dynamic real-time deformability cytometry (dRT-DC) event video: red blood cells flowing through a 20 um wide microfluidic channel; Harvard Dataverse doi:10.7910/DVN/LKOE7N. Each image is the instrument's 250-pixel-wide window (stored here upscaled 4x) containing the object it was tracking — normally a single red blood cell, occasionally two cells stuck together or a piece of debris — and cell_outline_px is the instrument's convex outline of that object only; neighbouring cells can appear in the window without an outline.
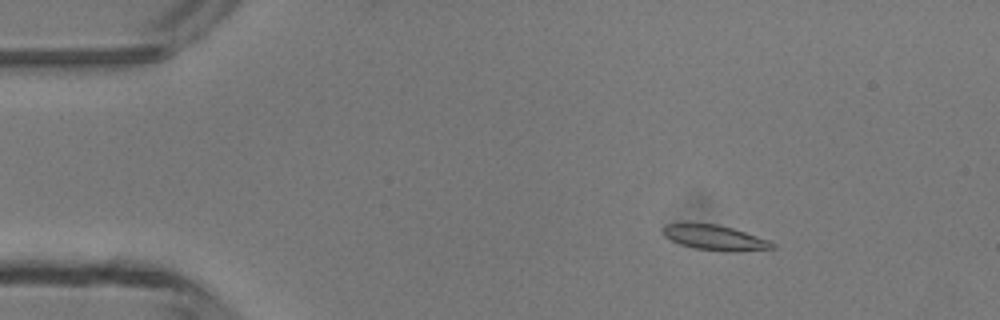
{"species": "common noctule bat (a hibernating species)", "species_latin": "Nyctalus noctula", "temperature_condition": "room temperature", "stored_images_in_passage": 4, "camera_frame_rate_fps": 3000, "um_per_image_px": 0.085, "animal": {"sex": "male", "body_mass_g": 13.3}, "frame": {"image": 1, "passage_image": 2, "time_ms": 1.0, "image_size_px": [1000, 320], "cell_outline_px": [[776, 248], [740, 252], [724, 252], [696, 248], [680, 244], [664, 236], [660, 228], [664, 224], [716, 224], [732, 228], [768, 240], [776, 244]], "centroid_in_image_um": [60.78, 20.22], "position_along_channel_um": 24.2, "area_um2": 15.95}}
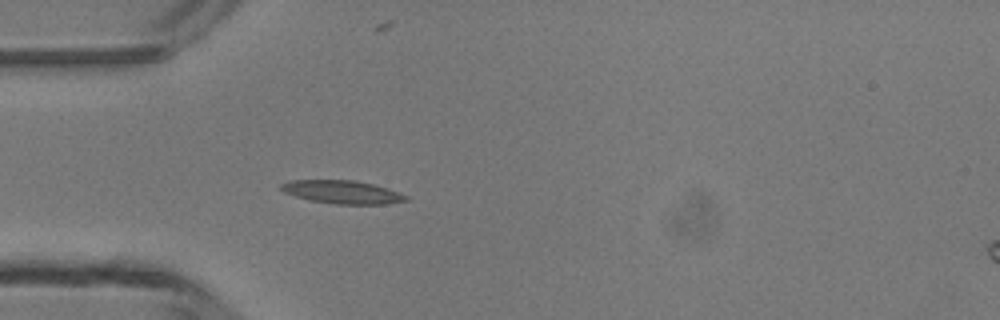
{"frame": {"image": 2, "passage_image": 4, "time_ms": 3.333, "image_size_px": [1000, 320], "cell_outline_px": [[408, 200], [384, 204], [336, 204], [312, 200], [296, 196], [284, 192], [280, 188], [280, 184], [292, 180], [356, 180], [388, 188], [408, 196]], "centroid_in_image_um": [29.11, 16.31], "position_along_channel_um": 55.9, "area_um2": 16.7}}